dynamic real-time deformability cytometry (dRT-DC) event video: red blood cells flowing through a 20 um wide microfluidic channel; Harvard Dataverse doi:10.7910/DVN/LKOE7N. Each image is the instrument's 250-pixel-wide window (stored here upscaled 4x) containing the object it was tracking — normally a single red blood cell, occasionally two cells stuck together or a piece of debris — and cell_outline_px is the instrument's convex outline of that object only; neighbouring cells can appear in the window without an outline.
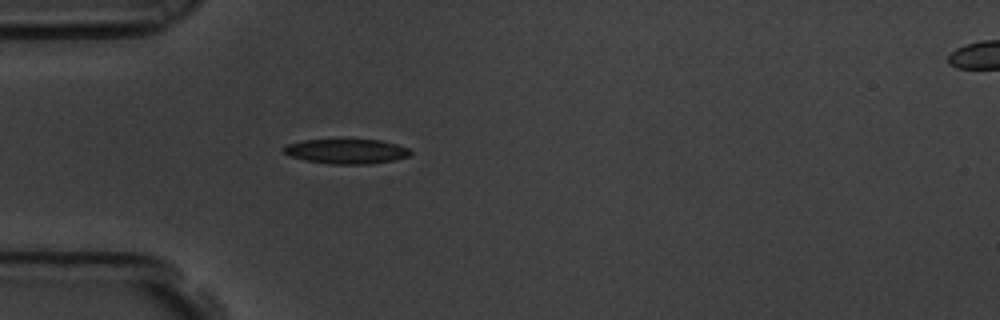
{"species": "common noctule bat (a hibernating species)", "species_latin": "Nyctalus noctula", "temperature_condition": "room temperature", "stored_images_in_passage": 2, "segment_of_instrument_passage": [1, 2], "camera_frame_rate_fps": 3000, "um_per_image_px": 0.085, "animal": {"sex": "male", "body_mass_g": 19.5, "forearm_length_mm": 54.6}, "frame": {"image": 1, "passage_image": 1, "time_ms": 0.0, "image_size_px": [1000, 320], "cell_outline_px": [[412, 152], [408, 156], [396, 160], [372, 164], [328, 164], [288, 156], [280, 148], [284, 144], [304, 140], [340, 136], [380, 140], [396, 144], [408, 148]], "centroid_in_image_um": [29.39, 12.81], "position_along_channel_um": 55.6, "area_um2": 19.48}}